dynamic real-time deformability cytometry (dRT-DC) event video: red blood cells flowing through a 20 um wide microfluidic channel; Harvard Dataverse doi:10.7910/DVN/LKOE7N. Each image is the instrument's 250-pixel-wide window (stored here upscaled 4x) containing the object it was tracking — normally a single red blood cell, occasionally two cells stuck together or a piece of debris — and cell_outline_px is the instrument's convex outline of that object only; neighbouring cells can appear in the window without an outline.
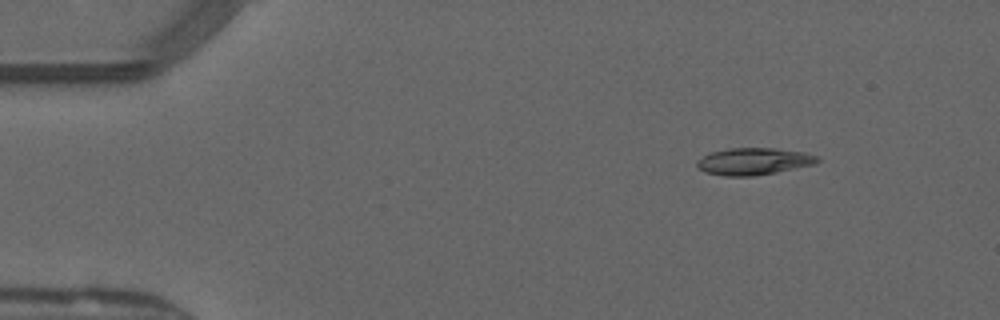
{"species": "common noctule bat (a hibernating species)", "species_latin": "Nyctalus noctula", "temperature_condition": "warm", "stored_images_in_passage": 10, "camera_frame_rate_fps": 3000, "um_per_image_px": 0.085, "animal": {"sex": "male", "forearm_length_mm": 52.5}, "frame": {"image": 1, "passage_image": 1, "time_ms": 0.0, "image_size_px": [1000, 320], "cell_outline_px": [[820, 160], [812, 164], [776, 172], [752, 176], [724, 176], [704, 172], [696, 164], [696, 160], [712, 152], [728, 148], [772, 148], [804, 152], [820, 156]], "centroid_in_image_um": [64.05, 13.71], "position_along_channel_um": 21.0, "area_um2": 18.79}}